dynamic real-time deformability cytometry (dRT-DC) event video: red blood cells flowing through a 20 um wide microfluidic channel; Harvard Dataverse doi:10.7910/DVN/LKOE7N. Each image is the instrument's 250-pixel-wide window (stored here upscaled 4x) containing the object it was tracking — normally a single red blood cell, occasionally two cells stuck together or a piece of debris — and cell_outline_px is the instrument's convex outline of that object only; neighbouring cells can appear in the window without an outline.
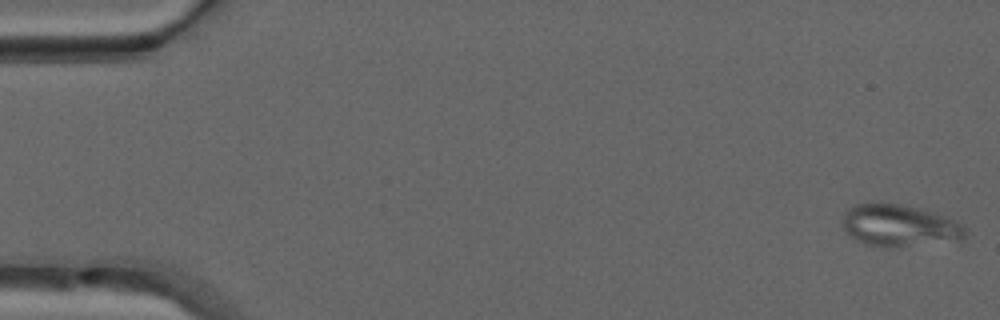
{"species": "common noctule bat (a hibernating species)", "species_latin": "Nyctalus noctula", "temperature_condition": "warm", "stored_images_in_passage": 50, "camera_frame_rate_fps": 3000, "um_per_image_px": 0.085, "animal": {"sex": "male", "forearm_length_mm": 52.5}, "frame": {"image": 1, "passage_image": 1, "time_ms": 0.0, "image_size_px": [1000, 320], "cell_outline_px": [[968, 236], [960, 240], [888, 248], [880, 248], [864, 244], [856, 240], [844, 232], [840, 224], [848, 208], [856, 204], [896, 204], [916, 208], [932, 212], [956, 220], [964, 224], [968, 228]], "centroid_in_image_um": [76.46, 19.21], "position_along_channel_um": 8.5, "area_um2": 30.29}}
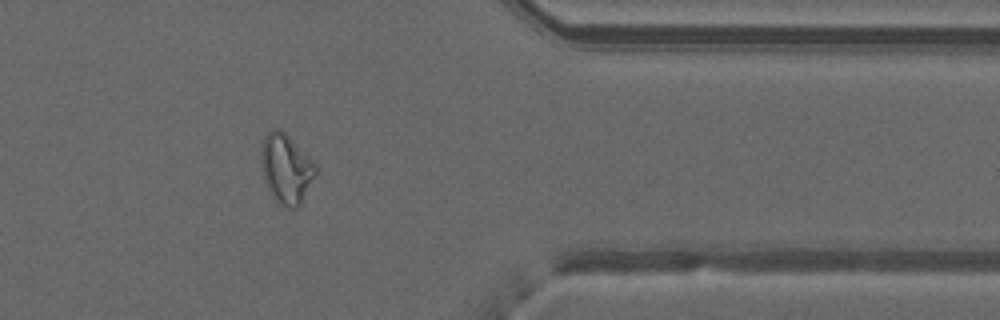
{"frame": {"image": 2, "passage_image": 41, "time_ms": 13.333, "image_size_px": [1000, 320], "cell_outline_px": [[316, 172], [300, 204], [296, 208], [288, 208], [276, 200], [268, 188], [264, 176], [260, 160], [260, 148], [264, 136], [272, 128], [280, 128], [316, 164]], "centroid_in_image_um": [24.29, 14.3], "position_along_channel_um": 387.1, "area_um2": 21.62}}
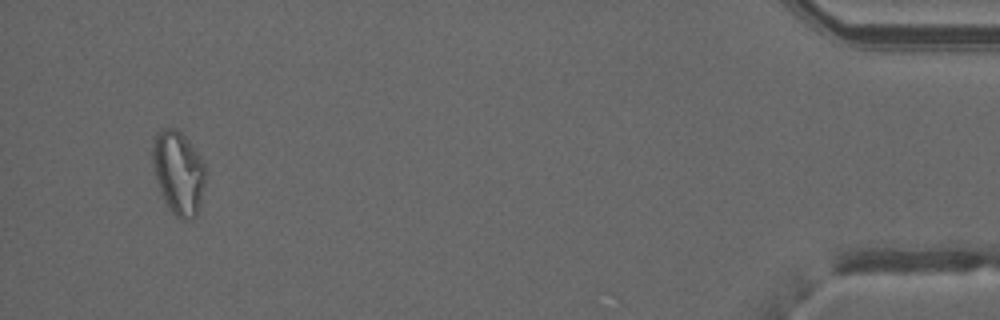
{"frame": {"image": 3, "passage_image": 48, "time_ms": 15.667, "image_size_px": [1000, 320], "cell_outline_px": [[208, 172], [200, 204], [196, 216], [184, 220], [180, 220], [172, 212], [164, 200], [160, 192], [152, 160], [152, 148], [156, 132], [164, 128], [176, 128], [188, 140], [204, 164]], "centroid_in_image_um": [15.18, 14.68], "position_along_channel_um": 420.0, "area_um2": 25.72}}